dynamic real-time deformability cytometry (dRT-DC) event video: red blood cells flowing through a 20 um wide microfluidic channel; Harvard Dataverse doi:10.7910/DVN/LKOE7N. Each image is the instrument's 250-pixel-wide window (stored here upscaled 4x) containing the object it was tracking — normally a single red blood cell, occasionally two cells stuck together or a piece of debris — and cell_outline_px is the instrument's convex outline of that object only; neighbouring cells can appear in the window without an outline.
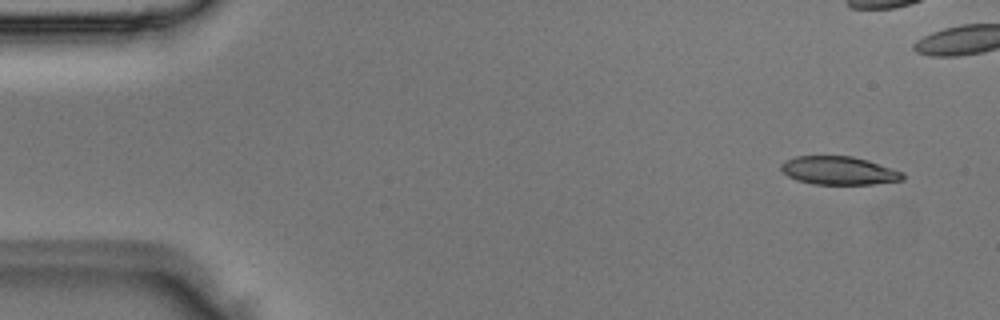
{"species": "Egyptian fruit bat (a non-hibernating species)", "species_latin": "Rousettus aegyptiacus", "temperature_condition": "room temperature", "stored_images_in_passage": 3, "camera_frame_rate_fps": 3000, "um_per_image_px": 0.085, "animal": {"sex": "male"}, "frame": {"image": 1, "passage_image": 3, "time_ms": 0.667, "image_size_px": [1000, 320], "cell_outline_px": [[904, 180], [872, 184], [812, 184], [796, 180], [788, 176], [780, 168], [780, 164], [784, 160], [796, 156], [852, 156], [868, 160], [904, 172]], "centroid_in_image_um": [71.3, 14.5], "position_along_channel_um": 13.7, "area_um2": 20.17}}